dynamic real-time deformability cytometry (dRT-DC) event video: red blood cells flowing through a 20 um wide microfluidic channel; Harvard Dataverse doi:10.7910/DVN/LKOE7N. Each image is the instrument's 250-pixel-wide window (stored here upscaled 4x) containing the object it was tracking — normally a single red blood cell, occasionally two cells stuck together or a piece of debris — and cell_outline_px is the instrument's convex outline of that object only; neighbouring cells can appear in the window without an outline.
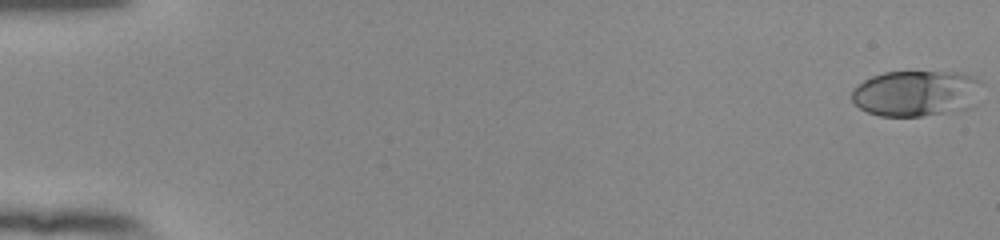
{"species": "human", "species_latin": "Homo sapiens", "temperature_condition": "room temperature", "stored_images_in_passage": 54, "camera_frame_rate_fps": 3000, "um_per_image_px": 0.085, "donor": {"sex": "female"}, "frame": {"image": 1, "passage_image": 1, "time_ms": 0.0, "image_size_px": [1000, 240], "cell_outline_px": [[984, 84], [968, 108], [948, 112], [920, 116], [880, 116], [868, 112], [860, 108], [852, 100], [852, 88], [864, 80], [872, 76], [884, 72], [956, 72], [972, 76], [980, 80]], "centroid_in_image_um": [77.85, 7.92], "position_along_channel_um": 7.2, "area_um2": 34.74}}
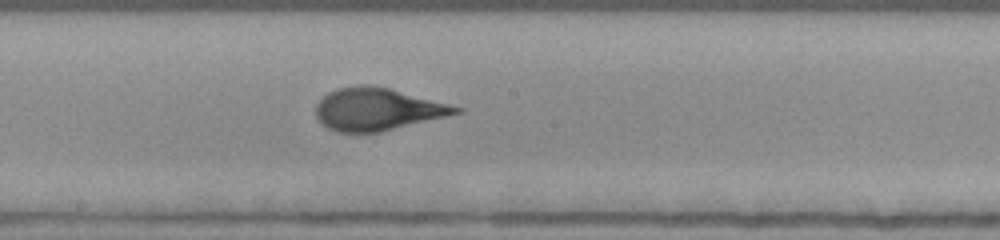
{"frame": {"image": 2, "passage_image": 31, "time_ms": 10.0, "image_size_px": [1000, 240], "cell_outline_px": [[464, 112], [380, 132], [336, 132], [328, 128], [316, 116], [316, 104], [328, 92], [336, 88], [360, 84], [368, 84], [388, 88], [464, 108]], "centroid_in_image_um": [32.07, 9.28], "position_along_channel_um": 216.1, "area_um2": 34.39}}
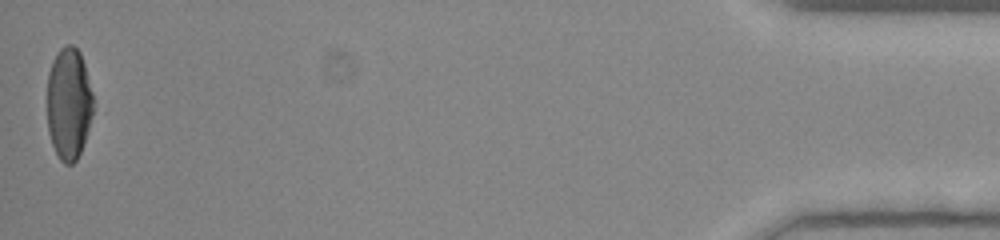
{"frame": {"image": 3, "passage_image": 54, "time_ms": 17.667, "image_size_px": [1000, 240], "cell_outline_px": [[92, 112], [88, 128], [80, 152], [76, 160], [72, 164], [64, 164], [60, 160], [52, 144], [48, 132], [48, 72], [52, 60], [60, 48], [68, 44], [72, 44], [80, 52], [84, 64], [92, 92]], "centroid_in_image_um": [5.83, 8.79], "position_along_channel_um": 429.4, "area_um2": 29.77}, "authors_computed_cell_mechanics": {"area_um2": 34.1598, "velocity_mm_per_s": 3.9024, "shape_relaxation_time_tau1_ms": 3.9531, "shape_relaxation_time_tau2_ms": null, "deformation_change_tau1": 0.1811, "deformation_change_tau2": null}}